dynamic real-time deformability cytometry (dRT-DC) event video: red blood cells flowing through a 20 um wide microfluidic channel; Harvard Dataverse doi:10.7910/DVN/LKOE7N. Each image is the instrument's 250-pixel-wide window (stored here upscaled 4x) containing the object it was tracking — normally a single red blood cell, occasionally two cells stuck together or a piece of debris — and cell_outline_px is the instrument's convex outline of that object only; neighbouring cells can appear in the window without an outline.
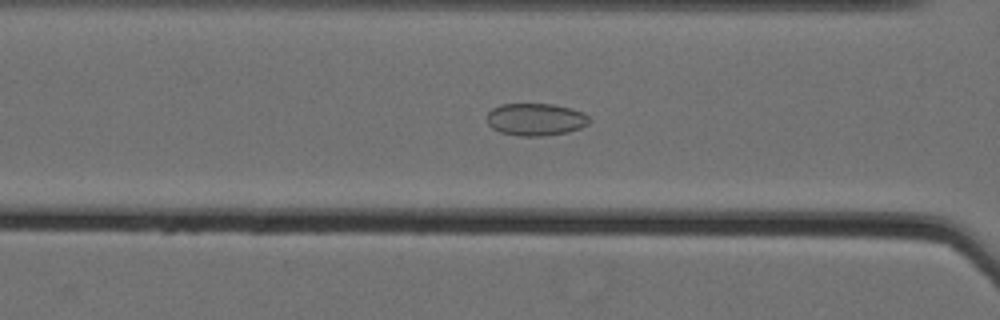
{"species": "Egyptian fruit bat (a non-hibernating species)", "species_latin": "Rousettus aegyptiacus", "temperature_condition": "cold", "stored_images_in_passage": 56, "camera_frame_rate_fps": 3000, "um_per_image_px": 0.085, "animal": {"sex": "female"}, "frame": {"image": 1, "passage_image": 24, "time_ms": 7.667, "image_size_px": [1000, 320], "cell_outline_px": [[592, 120], [588, 124], [580, 128], [568, 132], [540, 136], [520, 136], [500, 132], [492, 128], [488, 124], [484, 116], [492, 108], [500, 104], [552, 104], [572, 108], [584, 112]], "centroid_in_image_um": [45.52, 10.14], "position_along_channel_um": 121.1, "area_um2": 19.59}}
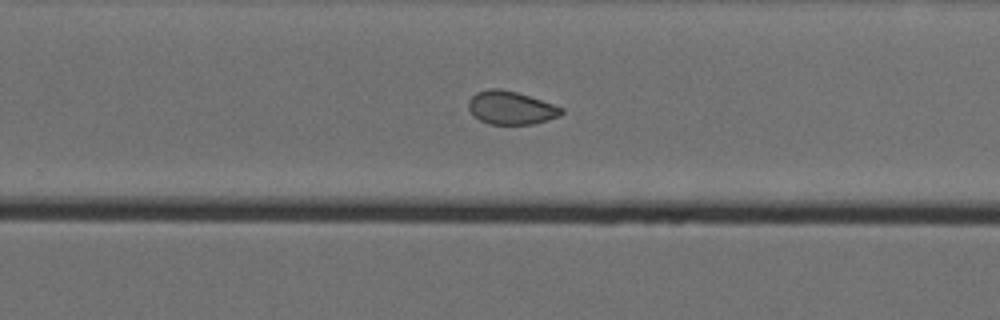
{"frame": {"image": 2, "passage_image": 38, "time_ms": 12.333, "image_size_px": [1000, 320], "cell_outline_px": [[564, 112], [560, 116], [536, 124], [488, 124], [472, 116], [468, 108], [468, 100], [476, 92], [488, 88], [500, 88], [516, 92], [564, 108]], "centroid_in_image_um": [43.4, 9.17], "position_along_channel_um": 286.4, "area_um2": 18.15}}
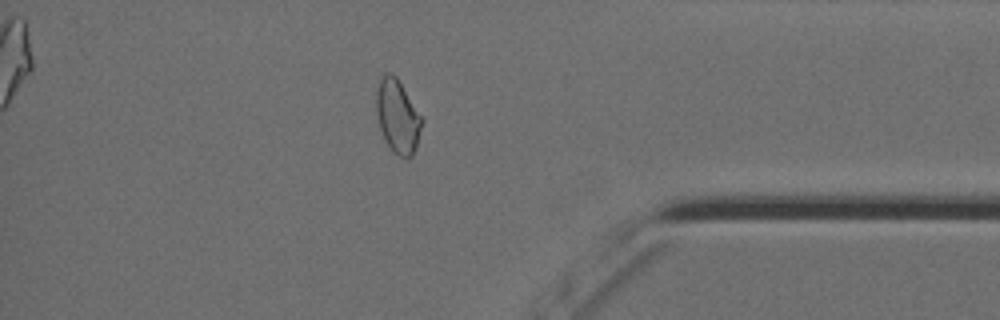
{"frame": {"image": 3, "passage_image": 49, "time_ms": 16.0, "image_size_px": [1000, 320], "cell_outline_px": [[424, 120], [416, 148], [412, 156], [400, 156], [392, 152], [384, 140], [376, 116], [376, 92], [380, 76], [388, 72], [392, 72], [396, 76]], "centroid_in_image_um": [33.78, 9.88], "position_along_channel_um": 401.4, "area_um2": 19.65}, "authors_computed_cell_mechanics": {"area_um2": 20.2878, "velocity_mm_per_s": 3.5463, "shape_relaxation_time_tau1_ms": null, "shape_relaxation_time_tau2_ms": 2.2913, "deformation_change_tau1": null, "deformation_change_tau2": 0.0587}}